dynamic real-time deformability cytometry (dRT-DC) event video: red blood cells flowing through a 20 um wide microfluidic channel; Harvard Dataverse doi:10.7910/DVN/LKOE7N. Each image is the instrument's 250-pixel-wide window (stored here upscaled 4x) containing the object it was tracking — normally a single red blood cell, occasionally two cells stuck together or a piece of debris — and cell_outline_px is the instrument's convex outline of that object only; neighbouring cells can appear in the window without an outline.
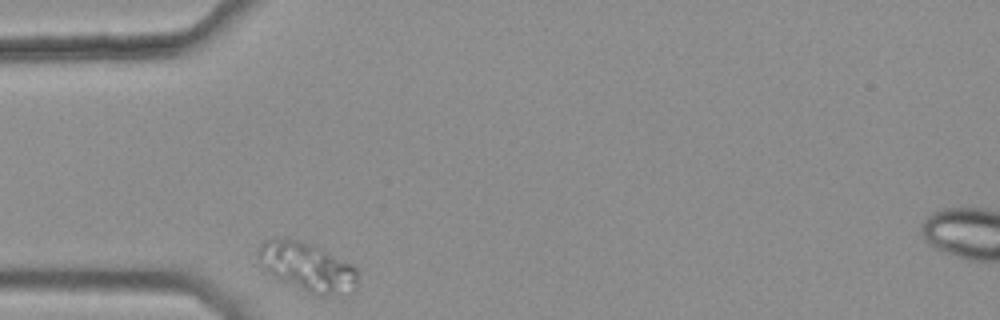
{"species": "common noctule bat (a hibernating species)", "species_latin": "Nyctalus noctula", "temperature_condition": "warm", "stored_images_in_passage": 31, "camera_frame_rate_fps": 3000, "um_per_image_px": 0.085, "animal": {"sex": "female", "body_mass_g": 25.1}, "frame": {"image": 1, "passage_image": 1, "time_ms": 0.0, "image_size_px": [1000, 320], "cell_outline_px": [[356, 284], [348, 292], [324, 296], [316, 296], [264, 268], [256, 256], [256, 252], [260, 244], [264, 240], [272, 236], [296, 240], [312, 244], [352, 264], [356, 268]], "centroid_in_image_um": [26.09, 22.63], "position_along_channel_um": 58.9, "area_um2": 27.57}}
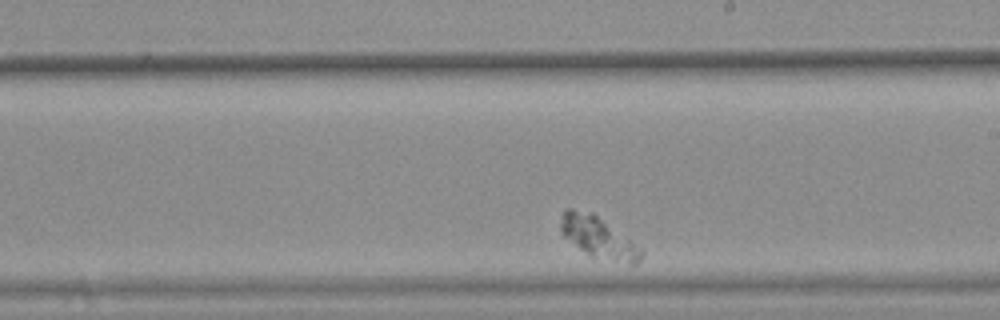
{"frame": {"image": 2, "passage_image": 19, "time_ms": 6.0, "image_size_px": [1000, 320], "cell_outline_px": [[644, 252], [640, 260], [636, 264], [632, 264], [592, 256], [580, 248], [564, 236], [560, 228], [560, 224], [564, 208], [572, 208], [592, 212], [640, 248]], "centroid_in_image_um": [50.83, 20.15], "position_along_channel_um": 238.2, "area_um2": 18.67}}
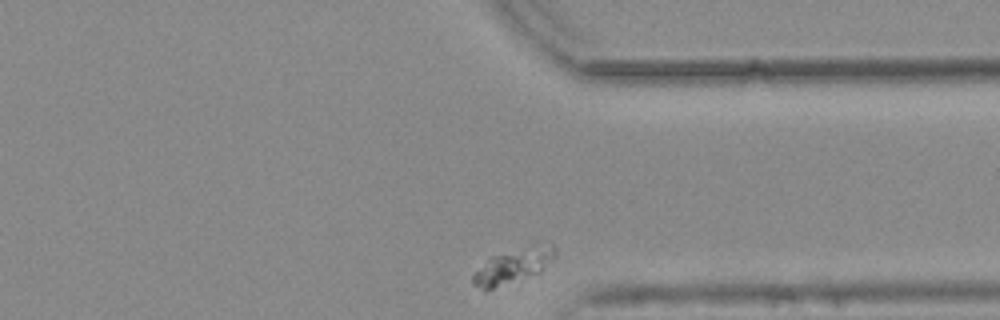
{"frame": {"image": 3, "passage_image": 31, "time_ms": 10.0, "image_size_px": [1000, 320], "cell_outline_px": [[556, 256], [540, 272], [484, 292], [472, 284], [472, 276], [492, 256], [552, 244], [556, 248]], "centroid_in_image_um": [43.58, 22.69], "position_along_channel_um": 367.8, "area_um2": 15.66}}